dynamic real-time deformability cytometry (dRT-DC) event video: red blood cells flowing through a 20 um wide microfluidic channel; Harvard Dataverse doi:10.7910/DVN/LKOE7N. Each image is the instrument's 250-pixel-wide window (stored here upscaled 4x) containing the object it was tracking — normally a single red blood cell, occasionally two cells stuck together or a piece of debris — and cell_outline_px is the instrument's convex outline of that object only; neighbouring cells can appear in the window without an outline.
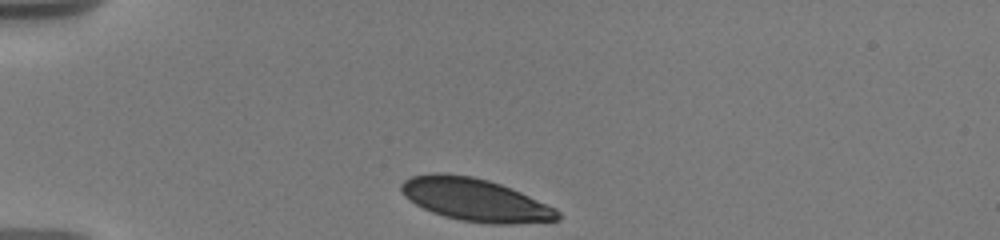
{"species": "human", "species_latin": "Homo sapiens", "temperature_condition": "warm", "stored_images_in_passage": 37, "camera_frame_rate_fps": 3000, "um_per_image_px": 0.085, "donor": {"sex": "male"}, "frame": {"image": 1, "passage_image": 1, "time_ms": 0.0, "image_size_px": [1000, 240], "cell_outline_px": [[560, 220], [516, 224], [488, 224], [460, 220], [444, 216], [432, 212], [416, 204], [404, 196], [400, 188], [400, 184], [404, 180], [412, 176], [432, 172], [444, 172], [472, 176], [488, 180], [512, 188], [556, 208], [560, 212]], "centroid_in_image_um": [40.4, 16.98], "position_along_channel_um": 44.6, "area_um2": 39.19}}
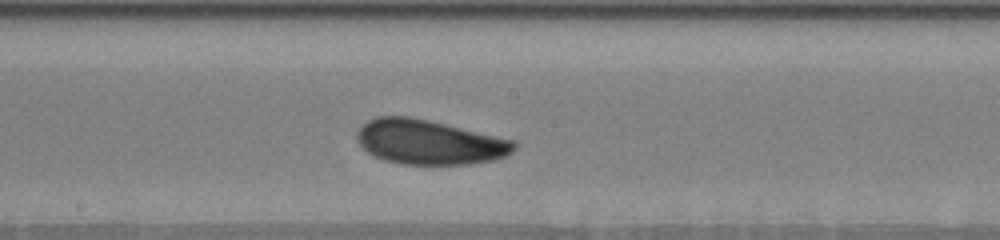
{"frame": {"image": 2, "passage_image": 18, "time_ms": 5.667, "image_size_px": [1000, 240], "cell_outline_px": [[516, 148], [512, 152], [504, 156], [492, 160], [468, 164], [400, 164], [384, 160], [368, 152], [356, 140], [356, 132], [368, 120], [376, 116], [408, 116], [428, 120], [516, 140]], "centroid_in_image_um": [36.49, 12.07], "position_along_channel_um": 211.7, "area_um2": 40.75}}
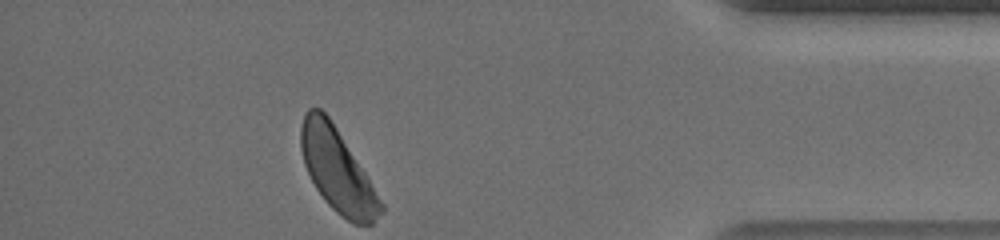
{"frame": {"image": 3, "passage_image": 37, "time_ms": 12.0, "image_size_px": [1000, 240], "cell_outline_px": [[384, 212], [372, 224], [352, 224], [340, 216], [324, 200], [316, 188], [304, 164], [300, 148], [300, 128], [304, 116], [308, 108], [320, 108], [328, 116], [336, 128], [364, 172], [384, 204]], "centroid_in_image_um": [28.67, 14.51], "position_along_channel_um": 406.5, "area_um2": 38.21}, "authors_computed_cell_mechanics": {"area_um2": 39.8242, "velocity_mm_per_s": 3.6052, "shape_relaxation_time_tau1_ms": 3.8268, "shape_relaxation_time_tau2_ms": null, "deformation_change_tau1": 0.1231, "deformation_change_tau2": null}}